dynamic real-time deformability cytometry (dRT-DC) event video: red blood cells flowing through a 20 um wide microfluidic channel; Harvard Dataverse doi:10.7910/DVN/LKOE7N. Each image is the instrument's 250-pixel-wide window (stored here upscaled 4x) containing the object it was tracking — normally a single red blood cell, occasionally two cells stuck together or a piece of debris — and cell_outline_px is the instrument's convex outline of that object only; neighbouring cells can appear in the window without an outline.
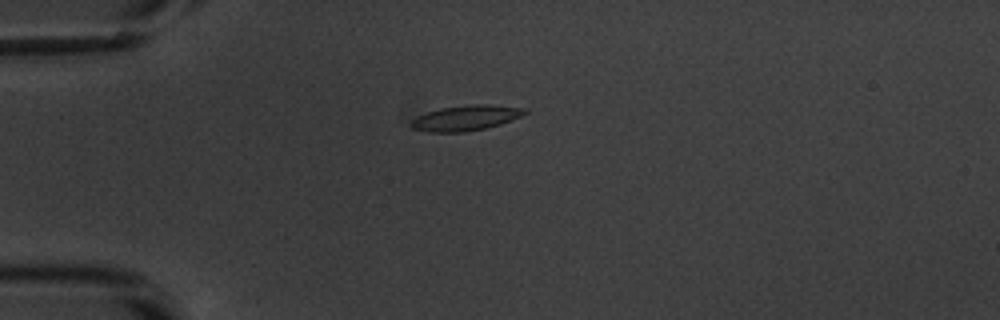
{"species": "common noctule bat (a hibernating species)", "species_latin": "Nyctalus noctula", "temperature_condition": "warm", "stored_images_in_passage": 43, "camera_frame_rate_fps": 3000, "um_per_image_px": 0.085, "animal": {"sex": "male", "body_mass_g": 20.1, "forearm_length_mm": 53.5}, "frame": {"image": 1, "passage_image": 4, "time_ms": 1.0, "image_size_px": [1000, 320], "cell_outline_px": [[528, 112], [512, 120], [500, 124], [484, 128], [464, 132], [428, 132], [412, 128], [408, 124], [416, 116], [440, 108], [476, 104], [488, 104], [528, 108]], "centroid_in_image_um": [39.59, 10.02], "position_along_channel_um": 45.4, "area_um2": 16.76}}
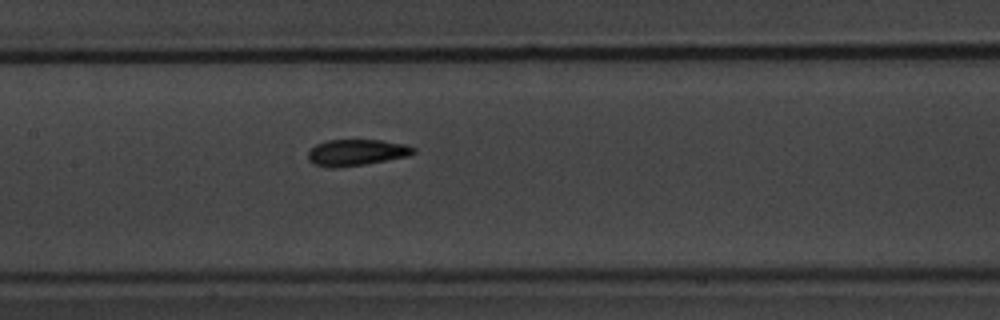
{"frame": {"image": 2, "passage_image": 16, "time_ms": 5.0, "image_size_px": [1000, 320], "cell_outline_px": [[416, 152], [408, 156], [364, 164], [336, 168], [328, 168], [312, 164], [308, 160], [308, 152], [316, 144], [328, 140], [380, 140], [404, 144], [416, 148]], "centroid_in_image_um": [30.27, 12.97], "position_along_channel_um": 177.1, "area_um2": 16.18}}
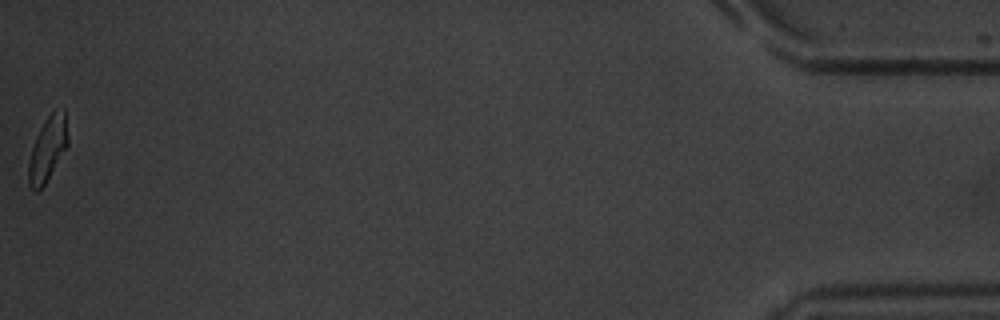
{"frame": {"image": 3, "passage_image": 43, "time_ms": 14.0, "image_size_px": [1000, 320], "cell_outline_px": [[68, 144], [44, 184], [36, 192], [28, 184], [28, 164], [32, 148], [36, 136], [40, 128], [48, 116], [52, 112], [64, 108], [68, 140]], "centroid_in_image_um": [4.03, 12.65], "position_along_channel_um": 431.2, "area_um2": 14.28}, "authors_computed_cell_mechanics": {"area_um2": 15.8372, "velocity_mm_per_s": 3.8406, "shape_relaxation_time_tau1_ms": 3.5838, "shape_relaxation_time_tau2_ms": 1.6147, "deformation_change_tau1": 0.1576, "deformation_change_tau2": 0.0791}}